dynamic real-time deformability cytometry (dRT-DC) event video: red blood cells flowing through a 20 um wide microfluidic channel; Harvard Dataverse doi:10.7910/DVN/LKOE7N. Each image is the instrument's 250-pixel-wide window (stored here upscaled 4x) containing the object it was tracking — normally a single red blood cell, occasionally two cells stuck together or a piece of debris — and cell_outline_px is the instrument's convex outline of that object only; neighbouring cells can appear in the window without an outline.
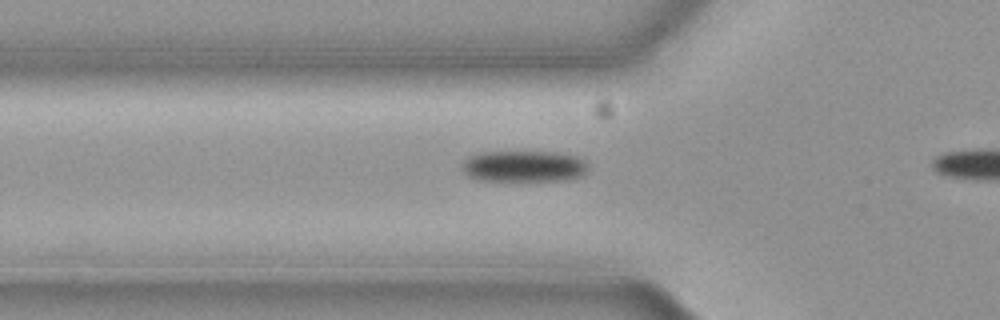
{"species": "common noctule bat (a hibernating species)", "species_latin": "Nyctalus noctula", "temperature_condition": "cold", "stored_images_in_passage": 4, "camera_frame_rate_fps": 3000, "um_per_image_px": 0.085, "animal": {"sex": "female", "body_mass_g": 19.3, "forearm_length_mm": 54.1}, "frame": {"image": 1, "passage_image": 2, "time_ms": 0.333, "image_size_px": [1000, 320], "cell_outline_px": [[588, 164], [584, 172], [580, 176], [568, 180], [476, 180], [468, 176], [460, 168], [464, 160], [468, 156], [480, 152], [556, 152], [576, 156], [584, 160]], "centroid_in_image_um": [44.48, 14.13], "position_along_channel_um": 81.3, "area_um2": 23.0}}